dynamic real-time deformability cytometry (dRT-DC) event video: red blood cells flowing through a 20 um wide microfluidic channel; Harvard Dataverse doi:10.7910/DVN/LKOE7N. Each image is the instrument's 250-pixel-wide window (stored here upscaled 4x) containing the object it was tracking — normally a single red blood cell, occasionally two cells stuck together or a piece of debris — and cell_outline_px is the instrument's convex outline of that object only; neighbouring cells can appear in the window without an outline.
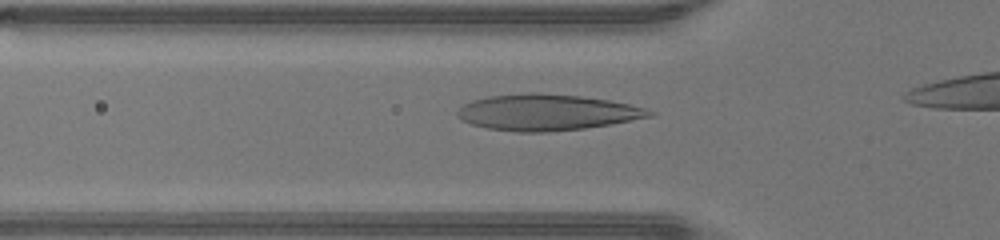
{"species": "human", "species_latin": "Homo sapiens", "temperature_condition": "warm", "stored_images_in_passage": 9, "camera_frame_rate_fps": 3000, "um_per_image_px": 0.085, "donor": {"sex": "male"}, "frame": {"image": 1, "passage_image": 4, "time_ms": 1.0, "image_size_px": [1000, 240], "cell_outline_px": [[656, 112], [652, 116], [608, 124], [584, 128], [544, 132], [516, 132], [488, 128], [472, 124], [456, 116], [456, 112], [464, 104], [472, 100], [488, 96], [580, 96], [608, 100], [628, 104], [644, 108]], "centroid_in_image_um": [46.49, 9.6], "position_along_channel_um": 79.3, "area_um2": 38.67}}
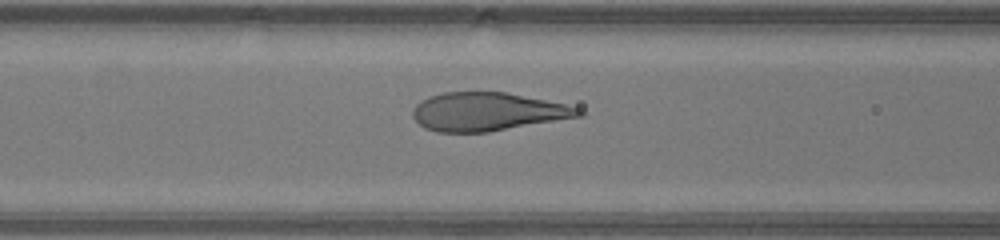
{"frame": {"image": 2, "passage_image": 7, "time_ms": 2.0, "image_size_px": [1000, 240], "cell_outline_px": [[584, 116], [488, 132], [436, 132], [424, 128], [412, 116], [412, 112], [416, 104], [420, 100], [428, 96], [444, 92], [504, 92], [564, 104], [576, 108], [584, 112]], "centroid_in_image_um": [41.39, 9.5], "position_along_channel_um": 125.2, "area_um2": 36.93}}